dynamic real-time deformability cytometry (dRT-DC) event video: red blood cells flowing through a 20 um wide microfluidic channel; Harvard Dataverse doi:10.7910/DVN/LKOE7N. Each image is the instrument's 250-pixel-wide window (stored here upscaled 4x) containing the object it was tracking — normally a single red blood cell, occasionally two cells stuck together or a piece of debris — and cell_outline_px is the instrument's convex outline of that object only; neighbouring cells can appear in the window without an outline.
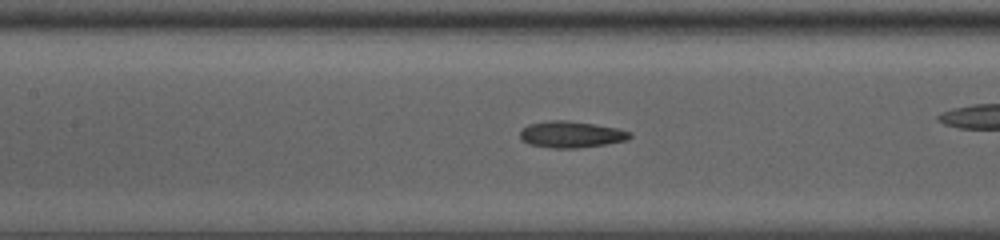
{"species": "common noctule bat (a hibernating species)", "species_latin": "Nyctalus noctula", "temperature_condition": "room temperature", "stored_images_in_passage": 33, "segment_of_instrument_passage": [1, 2], "camera_frame_rate_fps": 3000, "um_per_image_px": 0.085, "animal": {"sex": "male", "body_mass_g": 13.0, "forearm_length_mm": 53.1}, "frame": {"image": 1, "passage_image": 6, "time_ms": 1.667, "image_size_px": [1000, 240], "cell_outline_px": [[632, 136], [628, 140], [604, 144], [576, 148], [552, 148], [528, 144], [520, 136], [520, 132], [528, 124], [548, 120], [568, 120], [616, 128], [632, 132]], "centroid_in_image_um": [48.55, 11.42], "position_along_channel_um": 158.8, "area_um2": 16.82}}
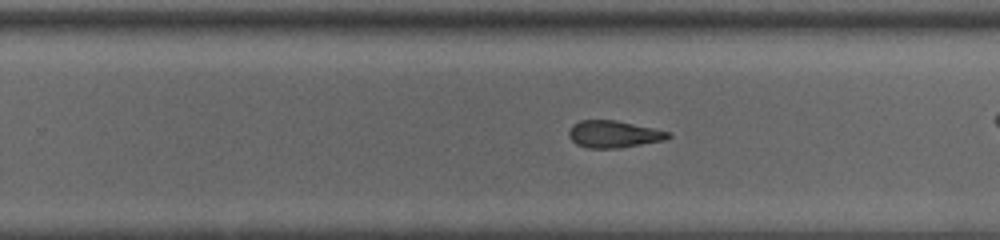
{"frame": {"image": 2, "passage_image": 15, "time_ms": 4.667, "image_size_px": [1000, 240], "cell_outline_px": [[672, 136], [664, 140], [620, 148], [588, 148], [576, 144], [568, 136], [568, 132], [572, 124], [580, 120], [616, 120], [672, 132]], "centroid_in_image_um": [52.16, 11.4], "position_along_channel_um": 277.6, "area_um2": 15.78}}